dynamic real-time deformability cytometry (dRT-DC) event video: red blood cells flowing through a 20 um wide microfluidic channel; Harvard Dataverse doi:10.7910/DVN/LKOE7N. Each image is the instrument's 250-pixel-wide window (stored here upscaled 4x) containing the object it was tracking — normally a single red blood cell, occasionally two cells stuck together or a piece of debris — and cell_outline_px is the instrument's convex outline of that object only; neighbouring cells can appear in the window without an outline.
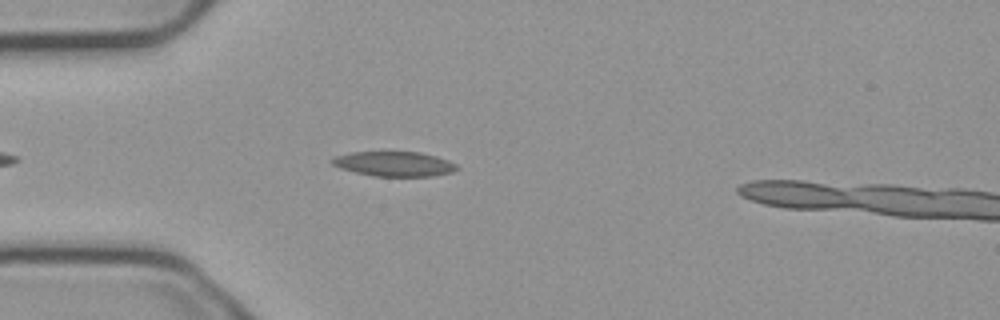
{"species": "common noctule bat (a hibernating species)", "species_latin": "Nyctalus noctula", "temperature_condition": "cold", "stored_images_in_passage": 40, "camera_frame_rate_fps": 3000, "um_per_image_px": 0.085, "animal": {"sex": "male", "body_mass_g": 23.1, "forearm_length_mm": 52.7}, "frame": {"image": 1, "passage_image": 7, "time_ms": 2.0, "image_size_px": [1000, 320], "cell_outline_px": [[460, 168], [452, 172], [432, 176], [376, 176], [356, 172], [340, 168], [332, 164], [332, 160], [336, 156], [352, 152], [420, 152], [436, 156], [448, 160], [456, 164]], "centroid_in_image_um": [33.55, 13.93], "position_along_channel_um": 51.5, "area_um2": 17.86}}
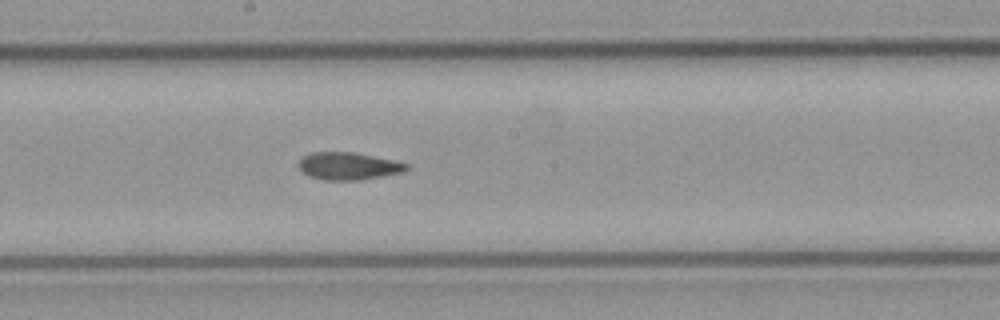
{"frame": {"image": 2, "passage_image": 21, "time_ms": 6.667, "image_size_px": [1000, 320], "cell_outline_px": [[408, 168], [404, 172], [360, 180], [324, 180], [308, 176], [300, 168], [300, 160], [304, 156], [312, 152], [352, 152], [392, 160], [408, 164]], "centroid_in_image_um": [29.62, 14.12], "position_along_channel_um": 218.6, "area_um2": 16.99}}
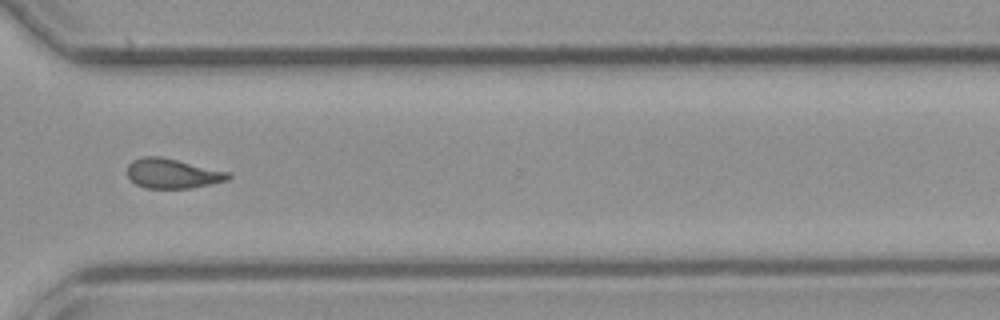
{"frame": {"image": 3, "passage_image": 32, "time_ms": 10.333, "image_size_px": [1000, 320], "cell_outline_px": [[232, 176], [228, 180], [188, 188], [144, 188], [136, 184], [128, 176], [128, 164], [132, 160], [144, 156], [160, 156], [228, 172]], "centroid_in_image_um": [14.63, 14.74], "position_along_channel_um": 356.0, "area_um2": 17.22}, "authors_computed_cell_mechanics": {"area_um2": 17.5712, "velocity_mm_per_s": 3.758, "shape_relaxation_time_tau1_ms": null, "shape_relaxation_time_tau2_ms": 3.5258, "deformation_change_tau1": null, "deformation_change_tau2": 0.1005}}